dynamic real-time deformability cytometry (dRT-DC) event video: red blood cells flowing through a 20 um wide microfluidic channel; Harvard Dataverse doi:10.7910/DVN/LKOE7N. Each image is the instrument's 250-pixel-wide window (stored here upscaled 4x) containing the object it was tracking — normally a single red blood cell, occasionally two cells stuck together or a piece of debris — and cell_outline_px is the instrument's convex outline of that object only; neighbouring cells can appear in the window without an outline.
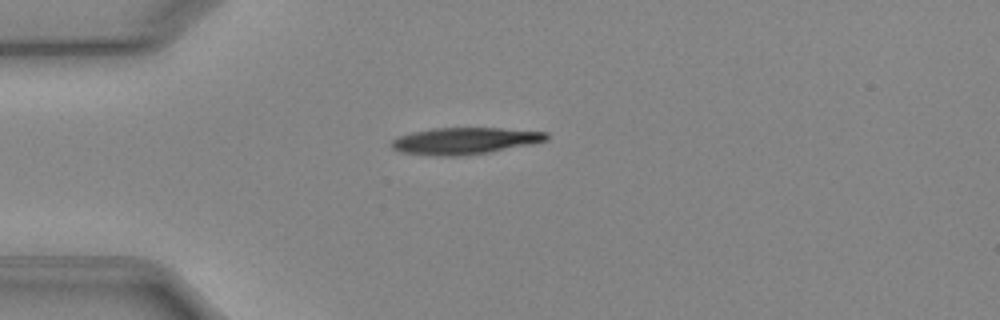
{"species": "Egyptian fruit bat (a non-hibernating species)", "species_latin": "Rousettus aegyptiacus", "temperature_condition": "cold", "stored_images_in_passage": 39, "camera_frame_rate_fps": 3000, "um_per_image_px": 0.085, "animal": {"sex": "female"}, "frame": {"image": 1, "passage_image": 1, "time_ms": 0.0, "image_size_px": [1000, 320], "cell_outline_px": [[548, 140], [488, 152], [460, 156], [440, 156], [400, 152], [392, 148], [388, 144], [392, 140], [400, 136], [412, 132], [432, 128], [500, 128], [548, 132]], "centroid_in_image_um": [39.45, 11.97], "position_along_channel_um": 45.5, "area_um2": 23.93}}
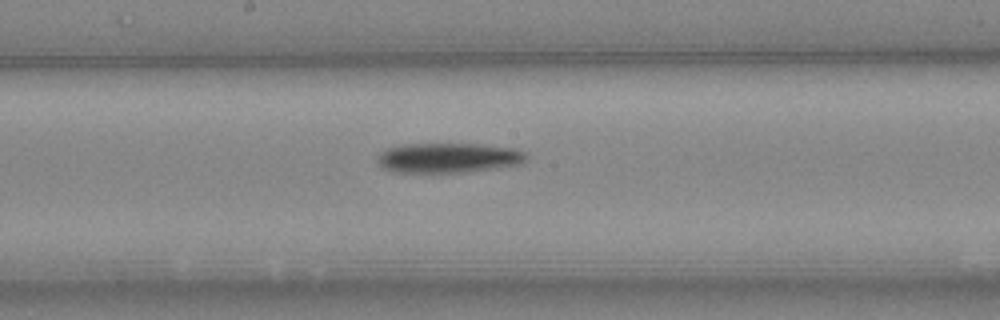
{"frame": {"image": 2, "passage_image": 15, "time_ms": 4.667, "image_size_px": [1000, 320], "cell_outline_px": [[528, 160], [520, 164], [464, 172], [396, 172], [380, 168], [376, 160], [380, 152], [384, 148], [404, 144], [484, 144], [512, 148], [528, 152]], "centroid_in_image_um": [38.09, 13.4], "position_along_channel_um": 210.1, "area_um2": 26.18}}
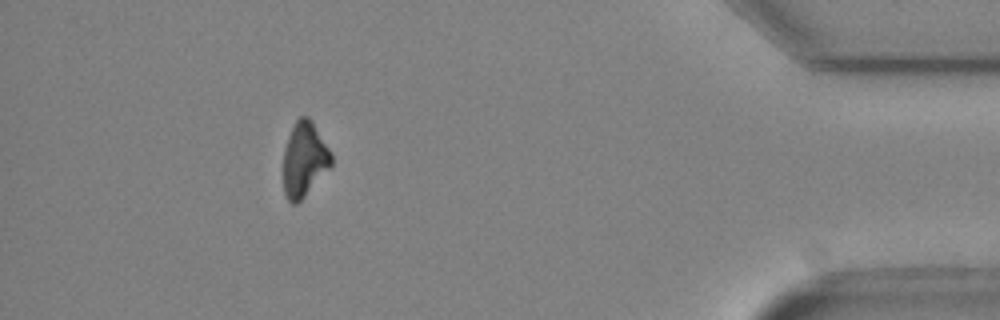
{"frame": {"image": 3, "passage_image": 34, "time_ms": 11.0, "image_size_px": [1000, 320], "cell_outline_px": [[332, 164], [304, 196], [296, 204], [292, 204], [288, 200], [284, 192], [284, 148], [288, 136], [296, 120], [300, 116], [308, 116], [312, 120], [332, 152]], "centroid_in_image_um": [25.87, 13.51], "position_along_channel_um": 409.3, "area_um2": 20.69}, "authors_computed_cell_mechanics": {"area_um2": 24.276, "velocity_mm_per_s": 3.9567, "shape_relaxation_time_tau1_ms": 3.9747, "shape_relaxation_time_tau2_ms": null, "deformation_change_tau1": 0.1077, "deformation_change_tau2": null}}